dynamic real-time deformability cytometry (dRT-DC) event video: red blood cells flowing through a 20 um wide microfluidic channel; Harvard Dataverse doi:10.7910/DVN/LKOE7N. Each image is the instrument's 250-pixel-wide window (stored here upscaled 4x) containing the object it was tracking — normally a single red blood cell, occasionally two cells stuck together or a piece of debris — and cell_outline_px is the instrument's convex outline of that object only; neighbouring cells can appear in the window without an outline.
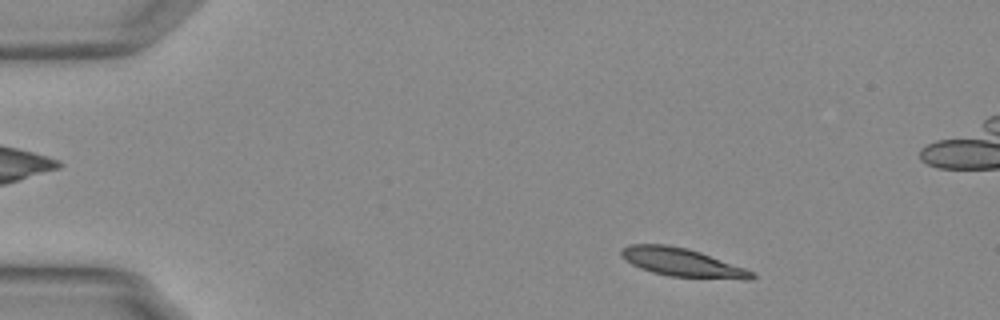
{"species": "Egyptian fruit bat (a non-hibernating species)", "species_latin": "Rousettus aegyptiacus", "temperature_condition": "warm", "stored_images_in_passage": 52, "camera_frame_rate_fps": 3000, "um_per_image_px": 0.085, "animal": {"sex": "female"}, "frame": {"image": 1, "passage_image": 5, "time_ms": 1.333, "image_size_px": [1000, 320], "cell_outline_px": [[756, 276], [752, 280], [744, 280], [672, 276], [652, 272], [640, 268], [632, 264], [620, 252], [628, 244], [668, 244], [688, 248], [700, 252], [756, 272]], "centroid_in_image_um": [58.06, 22.31], "position_along_channel_um": 26.9, "area_um2": 21.5}}
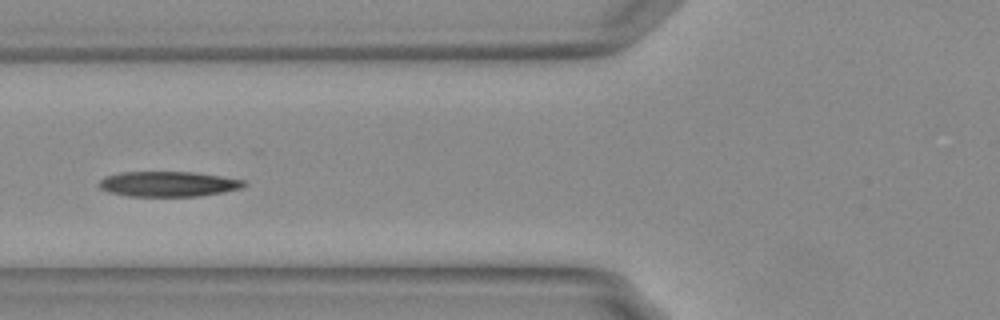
{"frame": {"image": 2, "passage_image": 18, "time_ms": 5.667, "image_size_px": [1000, 320], "cell_outline_px": [[248, 184], [240, 188], [224, 192], [200, 196], [128, 196], [108, 192], [100, 188], [96, 184], [104, 176], [120, 172], [192, 172], [220, 176], [244, 180]], "centroid_in_image_um": [14.26, 15.64], "position_along_channel_um": 111.5, "area_um2": 21.39}}
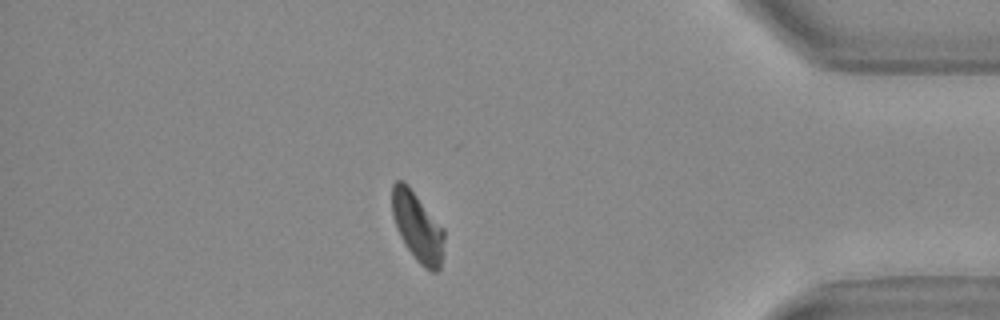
{"frame": {"image": 3, "passage_image": 44, "time_ms": 14.333, "image_size_px": [1000, 320], "cell_outline_px": [[444, 240], [440, 268], [436, 272], [432, 272], [424, 268], [416, 260], [400, 236], [396, 228], [392, 216], [392, 184], [396, 180], [404, 180], [408, 184], [444, 228]], "centroid_in_image_um": [35.48, 19.25], "position_along_channel_um": 399.7, "area_um2": 21.15}, "authors_computed_cell_mechanics": {"area_um2": 21.4149, "velocity_mm_per_s": 3.719, "shape_relaxation_time_tau1_ms": 4.8209, "shape_relaxation_time_tau2_ms": 2.6719, "deformation_change_tau1": 0.1674, "deformation_change_tau2": 0.084}}